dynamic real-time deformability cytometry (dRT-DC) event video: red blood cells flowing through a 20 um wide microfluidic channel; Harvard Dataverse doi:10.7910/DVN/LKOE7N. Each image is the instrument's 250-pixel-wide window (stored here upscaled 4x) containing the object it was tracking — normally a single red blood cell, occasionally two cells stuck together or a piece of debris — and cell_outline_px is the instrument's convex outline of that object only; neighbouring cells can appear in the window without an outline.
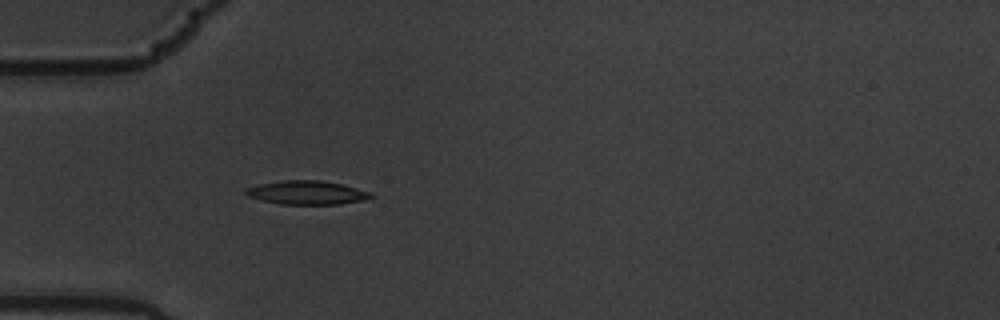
{"species": "common noctule bat (a hibernating species)", "species_latin": "Nyctalus noctula", "temperature_condition": "warm", "stored_images_in_passage": 5, "camera_frame_rate_fps": 3000, "um_per_image_px": 0.085, "animal": {"sex": "male", "body_mass_g": 19.5, "forearm_length_mm": 54.6}, "frame": {"image": 1, "passage_image": 5, "time_ms": 1.333, "image_size_px": [1000, 320], "cell_outline_px": [[376, 196], [360, 200], [340, 204], [280, 204], [248, 196], [244, 192], [244, 188], [260, 184], [284, 180], [320, 180], [344, 184], [372, 192]], "centroid_in_image_um": [26.11, 16.36], "position_along_channel_um": 58.9, "area_um2": 17.28}}